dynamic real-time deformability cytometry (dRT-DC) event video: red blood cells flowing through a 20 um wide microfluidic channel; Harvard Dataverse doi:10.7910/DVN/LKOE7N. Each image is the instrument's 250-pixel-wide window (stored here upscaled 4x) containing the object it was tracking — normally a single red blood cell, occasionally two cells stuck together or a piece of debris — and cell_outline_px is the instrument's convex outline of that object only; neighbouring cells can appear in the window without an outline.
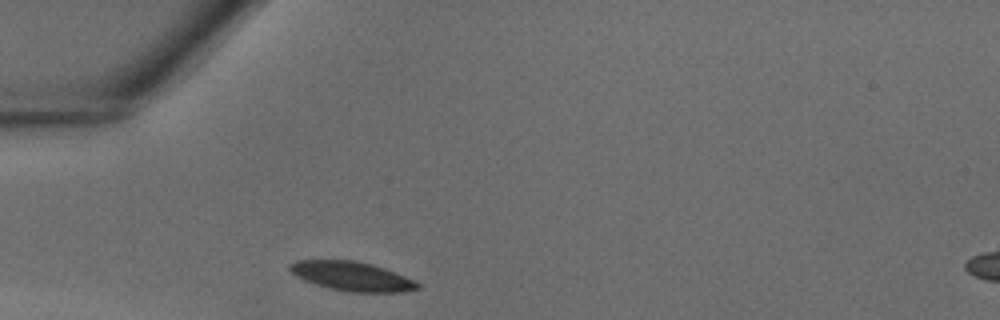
{"species": "common noctule bat (a hibernating species)", "species_latin": "Nyctalus noctula", "temperature_condition": "warm", "stored_images_in_passage": 23, "camera_frame_rate_fps": 3000, "um_per_image_px": 0.085, "animal": {"sex": "male", "body_mass_g": 18.8}, "frame": {"image": 1, "passage_image": 1, "time_ms": 0.0, "image_size_px": [1000, 320], "cell_outline_px": [[420, 288], [400, 292], [348, 292], [316, 284], [304, 280], [296, 276], [288, 268], [288, 264], [296, 260], [356, 260], [372, 264], [384, 268], [404, 276], [420, 284]], "centroid_in_image_um": [29.88, 23.47], "position_along_channel_um": 55.1, "area_um2": 21.56}}
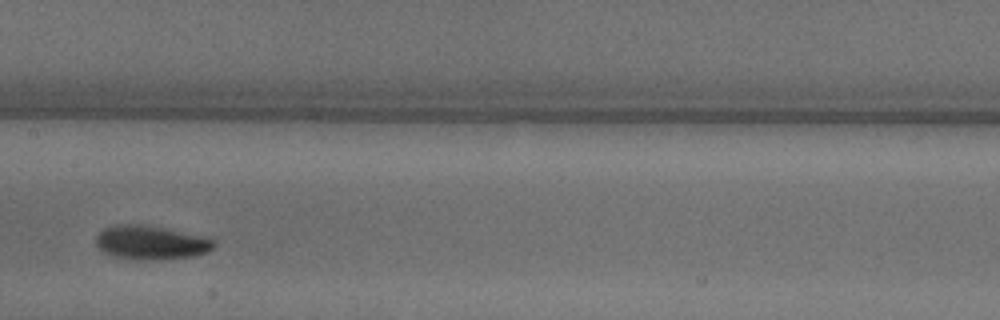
{"frame": {"image": 2, "passage_image": 10, "time_ms": 3.0, "image_size_px": [1000, 320], "cell_outline_px": [[216, 244], [208, 252], [196, 256], [160, 260], [132, 260], [112, 256], [104, 252], [96, 244], [96, 236], [104, 228], [116, 224], [140, 224], [204, 236], [216, 240]], "centroid_in_image_um": [12.84, 20.64], "position_along_channel_um": 194.6, "area_um2": 23.52}}
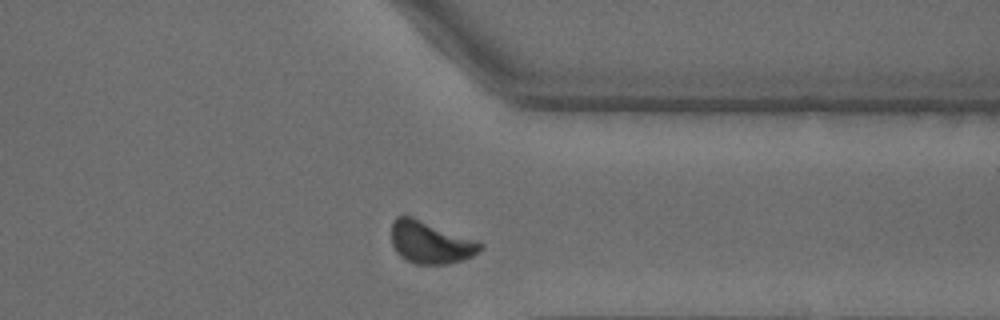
{"frame": {"image": 3, "passage_image": 21, "time_ms": 6.667, "image_size_px": [1000, 320], "cell_outline_px": [[484, 248], [472, 256], [448, 264], [416, 264], [404, 260], [396, 252], [392, 244], [392, 220], [396, 216], [412, 216], [480, 240], [484, 244]], "centroid_in_image_um": [36.62, 20.59], "position_along_channel_um": 374.8, "area_um2": 22.37}}